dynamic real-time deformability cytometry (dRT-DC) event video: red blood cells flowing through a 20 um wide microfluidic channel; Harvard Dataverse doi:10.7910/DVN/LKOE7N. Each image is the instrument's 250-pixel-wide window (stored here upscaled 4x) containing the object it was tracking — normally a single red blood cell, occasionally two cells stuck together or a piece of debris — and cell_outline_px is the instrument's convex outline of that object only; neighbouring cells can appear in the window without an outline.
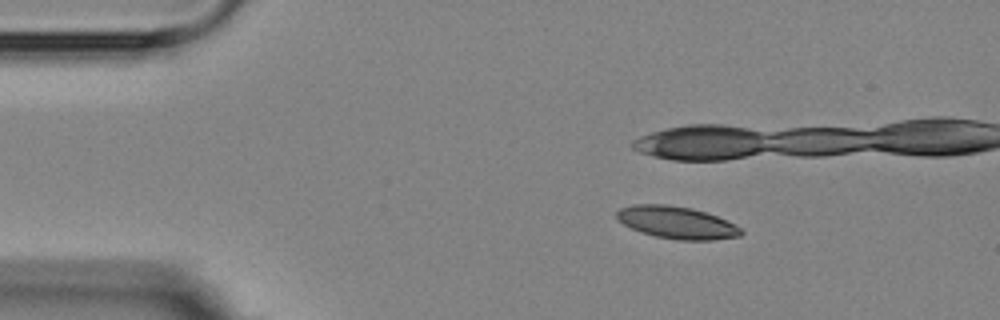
{"species": "Egyptian fruit bat (a non-hibernating species)", "species_latin": "Rousettus aegyptiacus", "temperature_condition": "room temperature", "stored_images_in_passage": 2, "camera_frame_rate_fps": 3000, "um_per_image_px": 0.085, "animal": {"sex": "female"}, "frame": {"image": 1, "passage_image": 2, "time_ms": 1.667, "image_size_px": [1000, 320], "cell_outline_px": [[744, 232], [740, 236], [712, 240], [676, 240], [656, 236], [632, 228], [624, 224], [616, 216], [616, 212], [620, 208], [632, 204], [664, 204], [692, 208], [716, 216], [740, 228]], "centroid_in_image_um": [57.51, 18.91], "position_along_channel_um": 27.5, "area_um2": 23.06}}